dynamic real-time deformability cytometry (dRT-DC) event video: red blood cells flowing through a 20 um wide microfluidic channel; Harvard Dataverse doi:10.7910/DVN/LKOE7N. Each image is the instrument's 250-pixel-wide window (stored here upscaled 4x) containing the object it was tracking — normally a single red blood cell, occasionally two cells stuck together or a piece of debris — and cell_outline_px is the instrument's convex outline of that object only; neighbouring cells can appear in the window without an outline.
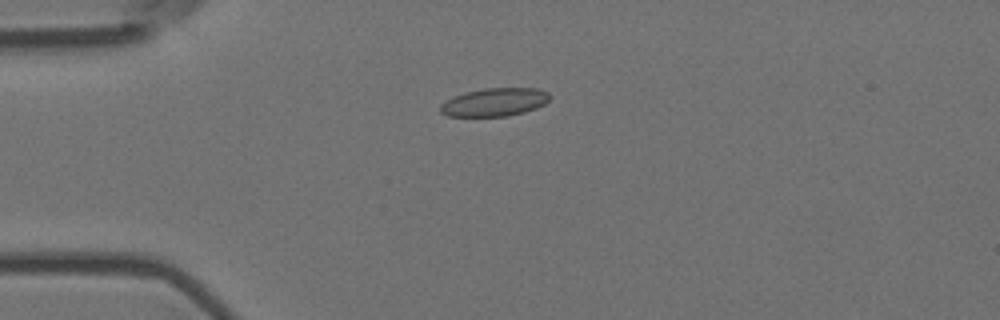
{"species": "Egyptian fruit bat (a non-hibernating species)", "species_latin": "Rousettus aegyptiacus", "temperature_condition": "room temperature", "stored_images_in_passage": 7, "camera_frame_rate_fps": 3000, "um_per_image_px": 0.085, "animal": {"sex": "female"}, "frame": {"image": 1, "passage_image": 4, "time_ms": 1.0, "image_size_px": [1000, 320], "cell_outline_px": [[552, 96], [544, 104], [536, 108], [524, 112], [508, 116], [448, 116], [440, 112], [440, 104], [452, 96], [464, 92], [484, 88], [536, 88], [548, 92]], "centroid_in_image_um": [42.03, 8.67], "position_along_channel_um": 43.0, "area_um2": 18.09}}
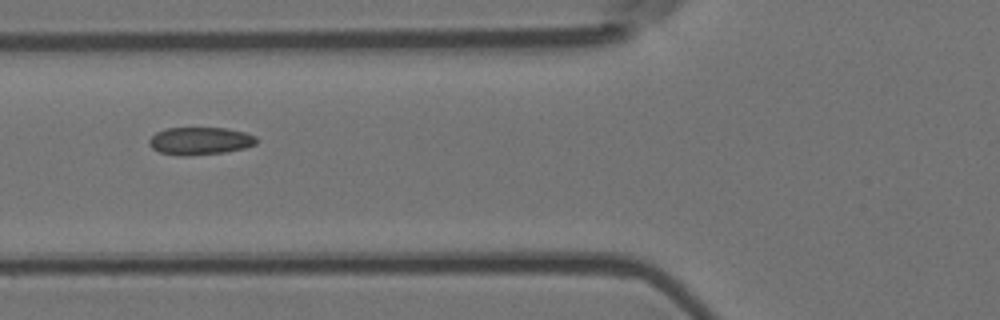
{"frame": {"image": 2, "passage_image": 6, "time_ms": 1.667, "image_size_px": [1000, 320], "cell_outline_px": [[256, 144], [244, 148], [224, 152], [184, 156], [180, 156], [160, 152], [152, 148], [148, 144], [148, 140], [156, 132], [164, 128], [224, 128], [244, 132], [256, 136]], "centroid_in_image_um": [16.97, 11.97], "position_along_channel_um": 108.8, "area_um2": 17.22}}
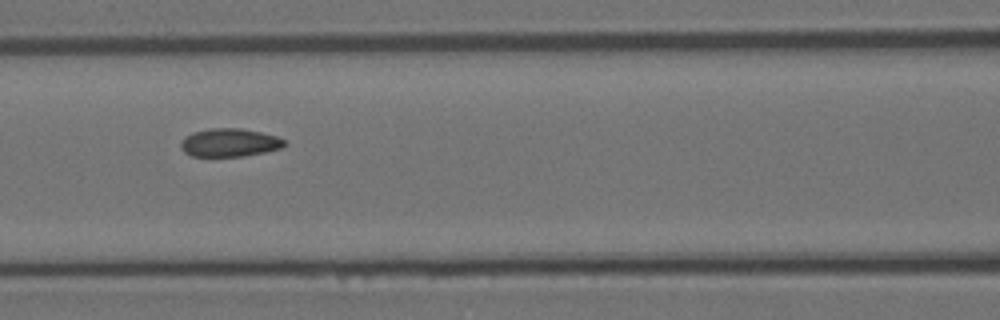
{"frame": {"image": 3, "passage_image": 7, "time_ms": 2.0, "image_size_px": [1000, 320], "cell_outline_px": [[288, 144], [280, 148], [264, 152], [244, 156], [192, 156], [184, 152], [180, 148], [180, 144], [184, 136], [192, 132], [212, 128], [240, 128], [260, 132], [276, 136], [284, 140]], "centroid_in_image_um": [19.48, 12.12], "position_along_channel_um": 147.1, "area_um2": 17.05}}